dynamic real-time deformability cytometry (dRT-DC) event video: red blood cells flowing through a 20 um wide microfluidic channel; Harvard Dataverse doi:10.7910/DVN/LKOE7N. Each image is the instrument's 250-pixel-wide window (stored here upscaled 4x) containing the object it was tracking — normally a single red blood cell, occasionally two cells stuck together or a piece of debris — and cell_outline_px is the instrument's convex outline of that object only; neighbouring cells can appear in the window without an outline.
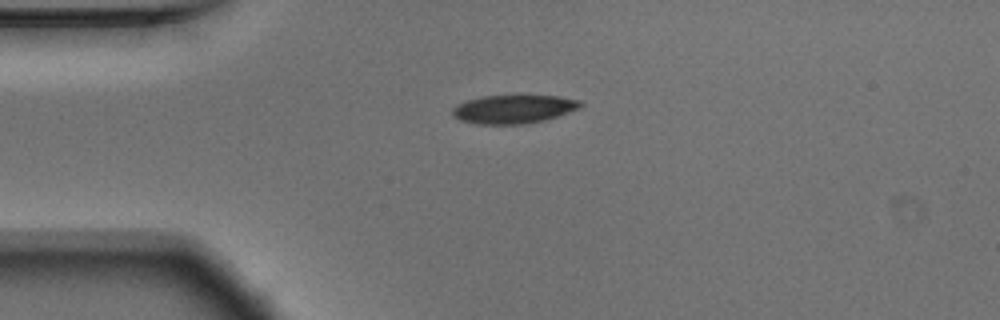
{"species": "Egyptian fruit bat (a non-hibernating species)", "species_latin": "Rousettus aegyptiacus", "temperature_condition": "warm", "stored_images_in_passage": 42, "camera_frame_rate_fps": 3000, "um_per_image_px": 0.085, "animal": {"sex": "male"}, "frame": {"image": 1, "passage_image": 1, "time_ms": 0.0, "image_size_px": [1000, 320], "cell_outline_px": [[584, 104], [580, 108], [544, 120], [524, 124], [476, 124], [460, 120], [452, 116], [452, 108], [456, 104], [468, 100], [484, 96], [560, 96], [580, 100]], "centroid_in_image_um": [43.64, 9.28], "position_along_channel_um": 41.4, "area_um2": 21.21}}
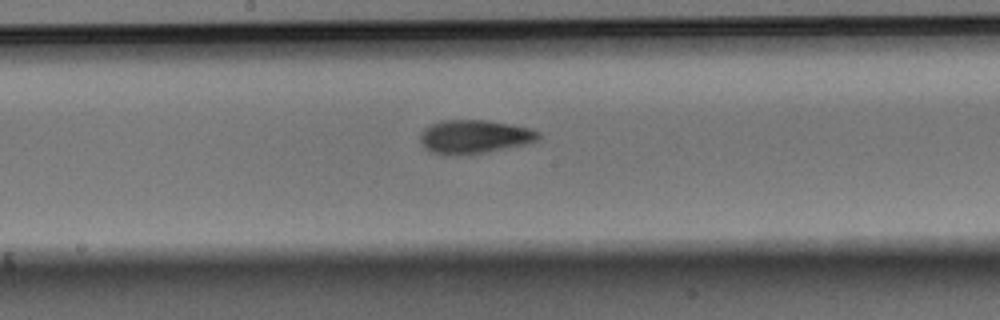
{"frame": {"image": 2, "passage_image": 16, "time_ms": 5.0, "image_size_px": [1000, 320], "cell_outline_px": [[540, 136], [536, 140], [528, 144], [488, 152], [456, 156], [444, 156], [432, 152], [424, 148], [420, 140], [420, 136], [424, 128], [432, 124], [444, 120], [484, 120], [508, 124], [528, 128], [540, 132]], "centroid_in_image_um": [40.29, 11.65], "position_along_channel_um": 207.9, "area_um2": 23.29}}
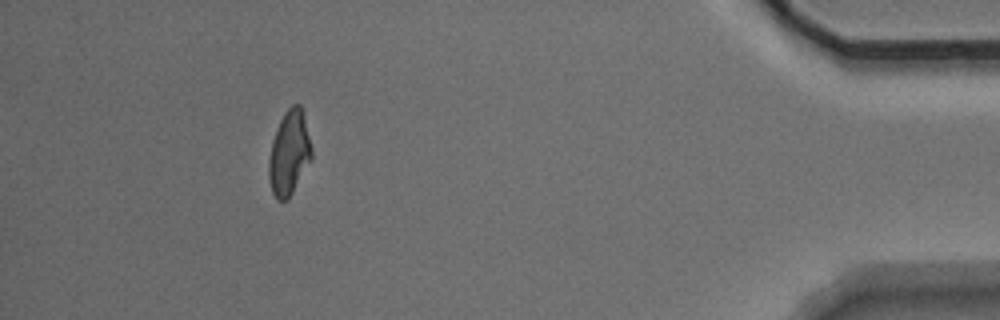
{"frame": {"image": 3, "passage_image": 37, "time_ms": 12.0, "image_size_px": [1000, 320], "cell_outline_px": [[312, 160], [288, 200], [276, 200], [272, 192], [268, 176], [268, 164], [272, 140], [276, 128], [284, 112], [292, 104], [300, 104], [312, 148]], "centroid_in_image_um": [24.57, 13.03], "position_along_channel_um": 410.6, "area_um2": 21.15}, "authors_computed_cell_mechanics": {"area_um2": 21.9062, "velocity_mm_per_s": 3.7547, "shape_relaxation_time_tau1_ms": 3.9662, "shape_relaxation_time_tau2_ms": 1.8789, "deformation_change_tau1": 0.1383, "deformation_change_tau2": 0.072}}